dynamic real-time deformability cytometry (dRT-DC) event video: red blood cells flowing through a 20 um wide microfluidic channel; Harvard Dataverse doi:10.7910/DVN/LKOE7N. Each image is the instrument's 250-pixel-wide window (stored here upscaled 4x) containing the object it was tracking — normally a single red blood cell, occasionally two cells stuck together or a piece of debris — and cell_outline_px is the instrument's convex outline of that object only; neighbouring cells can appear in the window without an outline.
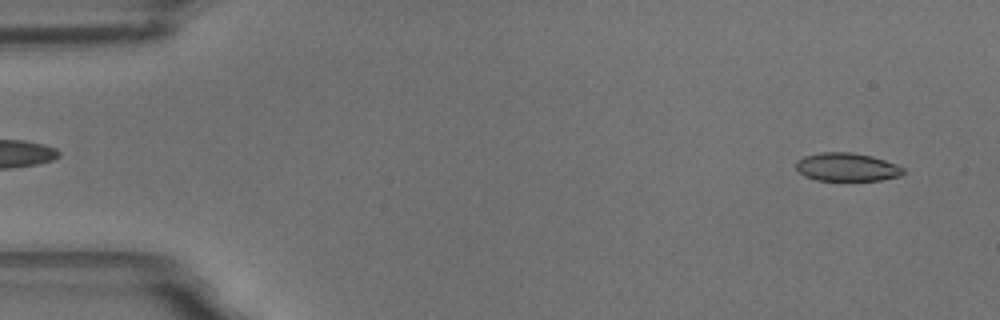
{"species": "common noctule bat (a hibernating species)", "species_latin": "Nyctalus noctula", "temperature_condition": "room temperature", "stored_images_in_passage": 6, "segment_of_instrument_passage": [2, 2], "camera_frame_rate_fps": 3000, "um_per_image_px": 0.085, "animal": {"sex": "male", "body_mass_g": 18.8}, "frame": {"image": 1, "passage_image": 6, "time_ms": 6.0, "image_size_px": [1000, 320], "cell_outline_px": [[904, 172], [900, 176], [880, 180], [816, 180], [804, 176], [796, 168], [796, 160], [804, 156], [820, 152], [852, 152], [872, 156], [896, 164], [904, 168]], "centroid_in_image_um": [71.97, 14.19], "position_along_channel_um": 13.0, "area_um2": 17.69}}